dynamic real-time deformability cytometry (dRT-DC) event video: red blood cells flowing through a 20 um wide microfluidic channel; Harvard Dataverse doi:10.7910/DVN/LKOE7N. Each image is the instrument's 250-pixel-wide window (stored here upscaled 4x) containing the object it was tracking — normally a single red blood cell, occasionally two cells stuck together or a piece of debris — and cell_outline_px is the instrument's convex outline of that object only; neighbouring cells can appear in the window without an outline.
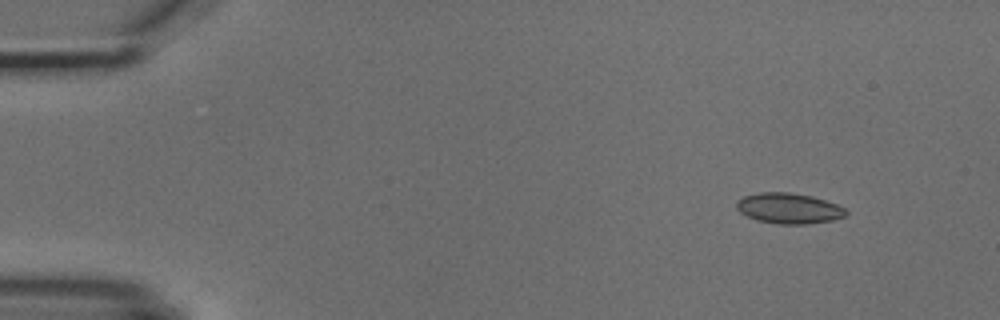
{"species": "common noctule bat (a hibernating species)", "species_latin": "Nyctalus noctula", "temperature_condition": "cold", "stored_images_in_passage": 5, "camera_frame_rate_fps": 3000, "um_per_image_px": 0.085, "animal": {"sex": "male", "body_mass_g": 18.8}, "frame": {"image": 1, "passage_image": 2, "time_ms": 1.333, "image_size_px": [1000, 320], "cell_outline_px": [[848, 212], [844, 216], [832, 220], [808, 224], [776, 224], [756, 220], [740, 212], [736, 208], [736, 200], [744, 196], [760, 192], [788, 192], [812, 196], [836, 204], [844, 208]], "centroid_in_image_um": [67.02, 17.71], "position_along_channel_um": 18.0, "area_um2": 19.48}}
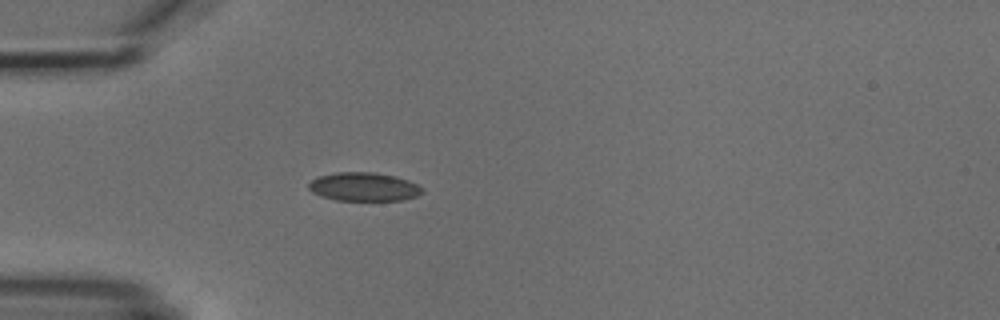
{"frame": {"image": 2, "passage_image": 5, "time_ms": 4.667, "image_size_px": [1000, 320], "cell_outline_px": [[424, 192], [416, 196], [400, 200], [336, 200], [320, 196], [312, 192], [308, 188], [308, 184], [316, 176], [336, 172], [376, 172], [396, 176], [408, 180], [424, 188]], "centroid_in_image_um": [30.91, 15.86], "position_along_channel_um": 54.1, "area_um2": 19.07}}